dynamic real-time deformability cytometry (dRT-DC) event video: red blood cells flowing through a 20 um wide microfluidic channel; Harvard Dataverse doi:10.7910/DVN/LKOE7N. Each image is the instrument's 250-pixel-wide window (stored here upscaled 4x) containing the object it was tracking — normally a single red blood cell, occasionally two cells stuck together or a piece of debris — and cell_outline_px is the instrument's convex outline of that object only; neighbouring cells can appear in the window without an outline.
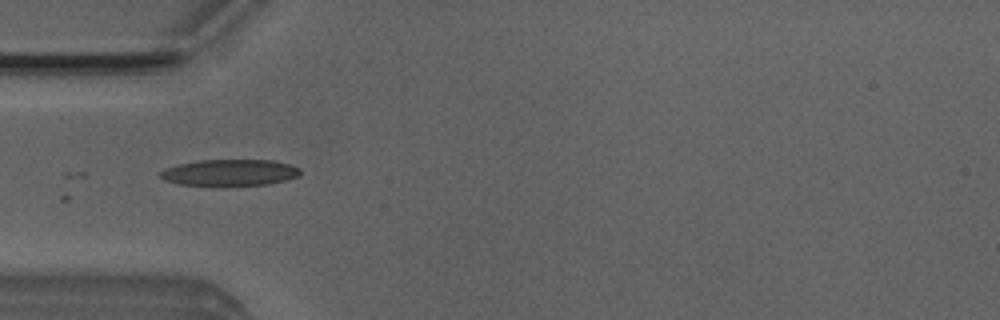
{"species": "Egyptian fruit bat (a non-hibernating species)", "species_latin": "Rousettus aegyptiacus", "temperature_condition": "room temperature", "stored_images_in_passage": 37, "camera_frame_rate_fps": 3000, "um_per_image_px": 0.085, "animal": {"sex": "male"}, "frame": {"image": 1, "passage_image": 1, "time_ms": 0.0, "image_size_px": [1000, 320], "cell_outline_px": [[300, 172], [296, 176], [284, 180], [268, 184], [212, 188], [180, 184], [164, 180], [160, 176], [160, 172], [164, 168], [180, 164], [200, 160], [272, 160], [288, 164], [300, 168]], "centroid_in_image_um": [19.46, 14.71], "position_along_channel_um": 65.5, "area_um2": 22.08}}
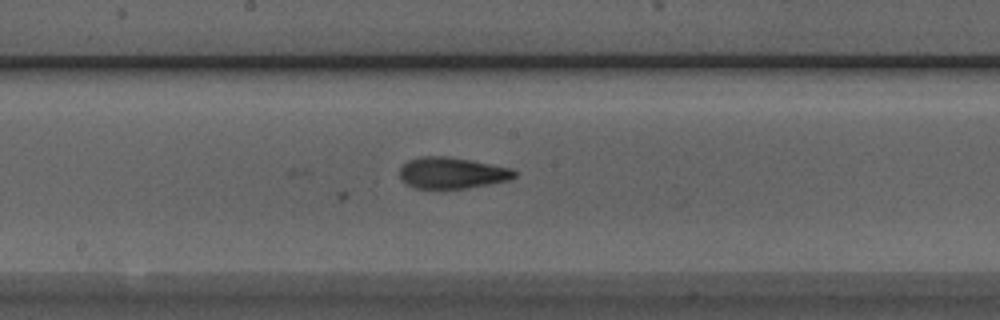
{"frame": {"image": 2, "passage_image": 12, "time_ms": 3.667, "image_size_px": [1000, 320], "cell_outline_px": [[516, 176], [512, 180], [468, 188], [416, 188], [400, 180], [400, 168], [408, 160], [420, 156], [448, 156], [472, 160], [512, 168], [516, 172]], "centroid_in_image_um": [38.45, 14.69], "position_along_channel_um": 209.8, "area_um2": 21.1}}
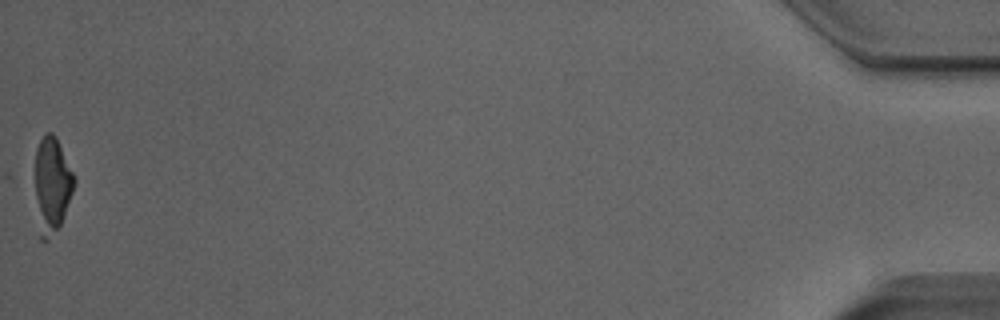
{"frame": {"image": 3, "passage_image": 37, "time_ms": 12.0, "image_size_px": [1000, 320], "cell_outline_px": [[76, 184], [64, 216], [60, 224], [48, 240], [40, 240], [36, 196], [36, 148], [44, 132], [52, 132], [56, 136], [76, 176]], "centroid_in_image_um": [4.45, 15.67], "position_along_channel_um": 430.7, "area_um2": 21.85}}